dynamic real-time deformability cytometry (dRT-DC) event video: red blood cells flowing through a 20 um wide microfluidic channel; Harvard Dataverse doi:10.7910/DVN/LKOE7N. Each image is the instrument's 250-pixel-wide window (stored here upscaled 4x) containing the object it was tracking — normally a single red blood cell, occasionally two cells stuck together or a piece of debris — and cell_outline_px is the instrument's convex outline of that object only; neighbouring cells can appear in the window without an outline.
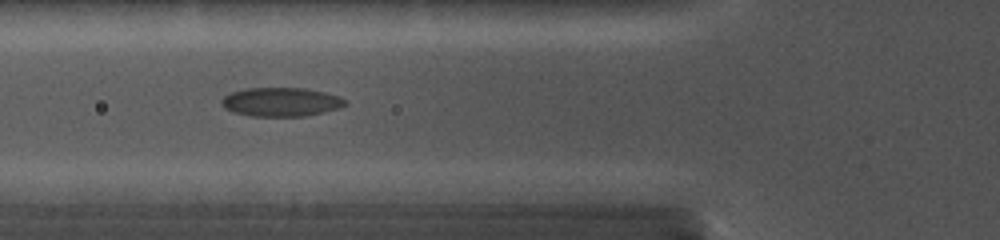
{"species": "common noctule bat (a hibernating species)", "species_latin": "Nyctalus noctula", "temperature_condition": "cold", "stored_images_in_passage": 52, "segment_of_instrument_passage": [1, 2], "camera_frame_rate_fps": 5000, "um_per_image_px": 0.085, "animal": {"sex": "female", "body_mass_g": 19.0, "forearm_length_mm": 56.7}, "frame": {"image": 1, "passage_image": 7, "time_ms": 1.4, "image_size_px": [1000, 240], "cell_outline_px": [[344, 104], [336, 108], [304, 116], [252, 116], [236, 112], [228, 108], [224, 104], [224, 96], [232, 92], [244, 88], [304, 88], [324, 92], [336, 96], [344, 100]], "centroid_in_image_um": [23.87, 8.65], "position_along_channel_um": 101.9, "area_um2": 20.0}}
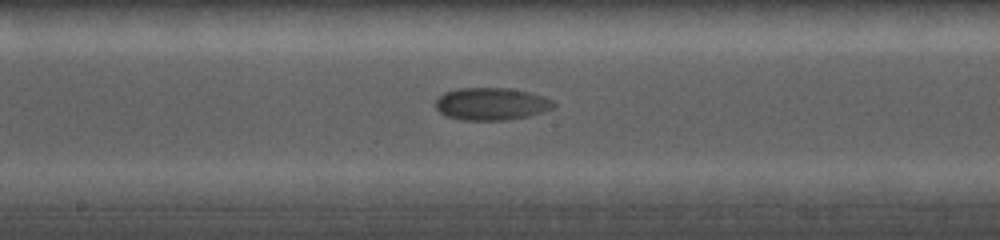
{"frame": {"image": 2, "passage_image": 19, "time_ms": 4.2, "image_size_px": [1000, 240], "cell_outline_px": [[556, 104], [552, 108], [528, 116], [504, 120], [460, 120], [444, 116], [436, 108], [436, 100], [444, 92], [456, 88], [512, 88], [544, 96], [552, 100]], "centroid_in_image_um": [41.73, 8.83], "position_along_channel_um": 206.5, "area_um2": 22.37}}
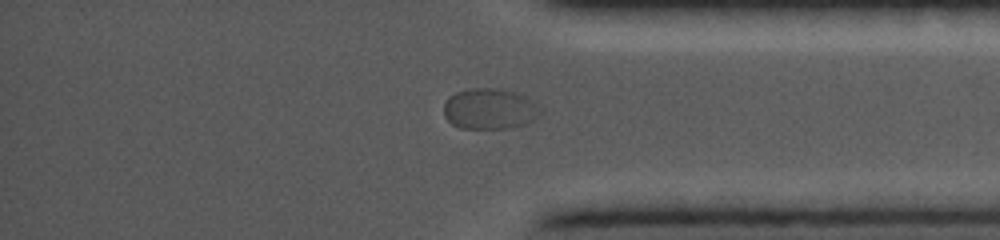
{"frame": {"image": 3, "passage_image": 44, "time_ms": 7.4, "image_size_px": [1000, 240], "cell_outline_px": [[544, 112], [528, 124], [512, 128], [460, 128], [452, 124], [444, 116], [444, 104], [448, 96], [456, 92], [472, 88], [500, 88], [516, 92], [532, 100]], "centroid_in_image_um": [41.65, 9.25], "position_along_channel_um": 393.6, "area_um2": 23.29}}